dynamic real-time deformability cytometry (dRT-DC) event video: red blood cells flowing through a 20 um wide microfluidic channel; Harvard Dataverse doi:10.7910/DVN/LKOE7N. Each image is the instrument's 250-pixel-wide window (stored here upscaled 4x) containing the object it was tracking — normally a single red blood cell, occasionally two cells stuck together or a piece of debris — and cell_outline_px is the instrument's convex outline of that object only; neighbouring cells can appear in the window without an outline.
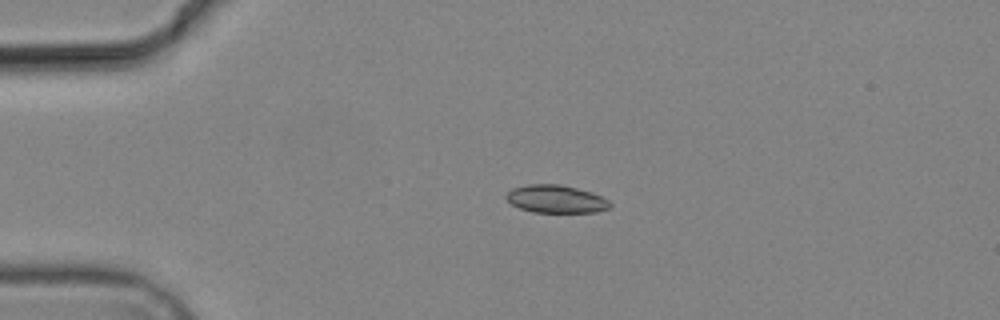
{"species": "common noctule bat (a hibernating species)", "species_latin": "Nyctalus noctula", "temperature_condition": "cold", "stored_images_in_passage": 3, "camera_frame_rate_fps": 3000, "um_per_image_px": 0.085, "animal": {"sex": "male", "body_mass_g": 19.2, "forearm_length_mm": 51.8}, "frame": {"image": 1, "passage_image": 2, "time_ms": 2.0, "image_size_px": [1000, 320], "cell_outline_px": [[612, 208], [596, 212], [532, 212], [520, 208], [512, 204], [504, 196], [512, 188], [528, 184], [560, 184], [592, 192], [608, 200], [612, 204]], "centroid_in_image_um": [47.27, 16.92], "position_along_channel_um": 37.7, "area_um2": 16.88}}